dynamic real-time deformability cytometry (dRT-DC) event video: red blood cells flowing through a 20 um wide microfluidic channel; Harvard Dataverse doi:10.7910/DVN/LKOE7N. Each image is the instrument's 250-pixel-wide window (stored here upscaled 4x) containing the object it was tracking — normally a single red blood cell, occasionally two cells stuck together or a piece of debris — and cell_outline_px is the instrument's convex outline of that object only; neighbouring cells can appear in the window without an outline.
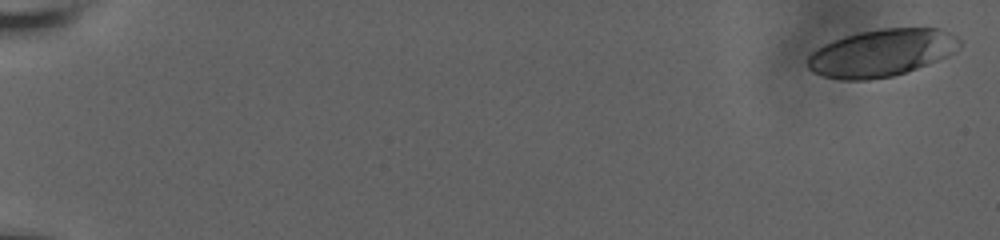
{"species": "human", "species_latin": "Homo sapiens", "temperature_condition": "room temperature", "stored_images_in_passage": 12, "camera_frame_rate_fps": 3000, "um_per_image_px": 0.085, "donor": {"sex": "male"}, "frame": {"image": 1, "passage_image": 1, "time_ms": 0.0, "image_size_px": [1000, 240], "cell_outline_px": [[960, 44], [956, 52], [948, 56], [928, 64], [892, 76], [868, 80], [840, 80], [824, 76], [812, 72], [808, 68], [808, 56], [812, 52], [824, 44], [844, 36], [860, 32], [880, 28], [940, 28], [956, 36], [960, 40]], "centroid_in_image_um": [74.93, 4.49], "position_along_channel_um": 10.1, "area_um2": 41.85}}
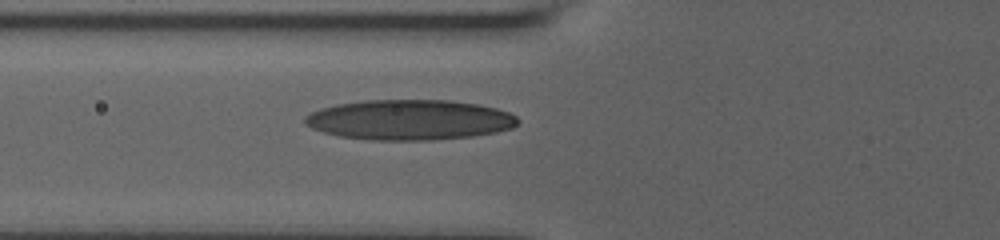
{"frame": {"image": 2, "passage_image": 12, "time_ms": 8.0, "image_size_px": [1000, 240], "cell_outline_px": [[520, 120], [512, 128], [496, 132], [472, 136], [432, 140], [368, 140], [340, 136], [324, 132], [312, 128], [304, 124], [304, 116], [320, 108], [336, 104], [364, 100], [448, 100], [476, 104], [496, 108], [508, 112], [516, 116]], "centroid_in_image_um": [34.79, 10.18], "position_along_channel_um": 91.0, "area_um2": 50.0}}